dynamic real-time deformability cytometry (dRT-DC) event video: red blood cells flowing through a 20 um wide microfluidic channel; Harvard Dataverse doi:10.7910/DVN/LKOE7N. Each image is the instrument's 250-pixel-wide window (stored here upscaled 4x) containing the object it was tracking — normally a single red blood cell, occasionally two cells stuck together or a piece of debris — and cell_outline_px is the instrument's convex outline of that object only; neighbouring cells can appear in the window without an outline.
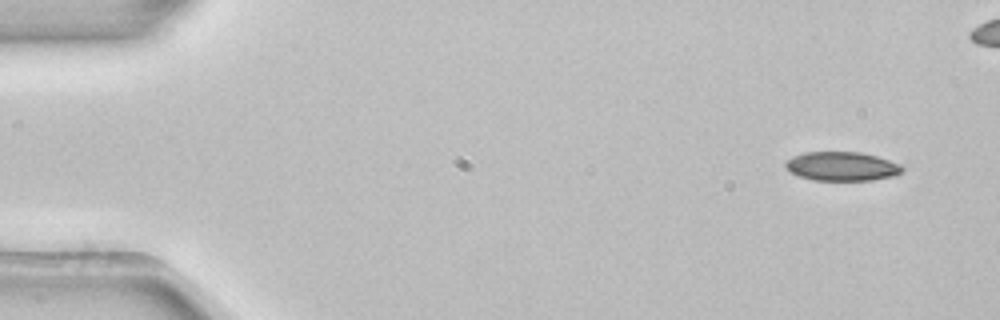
{"species": "common noctule bat (a hibernating species)", "species_latin": "Nyctalus noctula", "temperature_condition": "room temperature", "stored_images_in_passage": 5, "camera_frame_rate_fps": 3000, "um_per_image_px": 0.085, "animal": {"sex": "female", "body_mass_g": 22.7, "forearm_length_mm": 54.2}, "frame": {"image": 1, "passage_image": 1, "time_ms": 0.0, "image_size_px": [1000, 320], "cell_outline_px": [[904, 172], [892, 176], [872, 180], [812, 180], [800, 176], [792, 172], [784, 164], [792, 156], [804, 152], [860, 152], [876, 156], [900, 164], [904, 168]], "centroid_in_image_um": [71.58, 14.13], "position_along_channel_um": 13.4, "area_um2": 19.59}}